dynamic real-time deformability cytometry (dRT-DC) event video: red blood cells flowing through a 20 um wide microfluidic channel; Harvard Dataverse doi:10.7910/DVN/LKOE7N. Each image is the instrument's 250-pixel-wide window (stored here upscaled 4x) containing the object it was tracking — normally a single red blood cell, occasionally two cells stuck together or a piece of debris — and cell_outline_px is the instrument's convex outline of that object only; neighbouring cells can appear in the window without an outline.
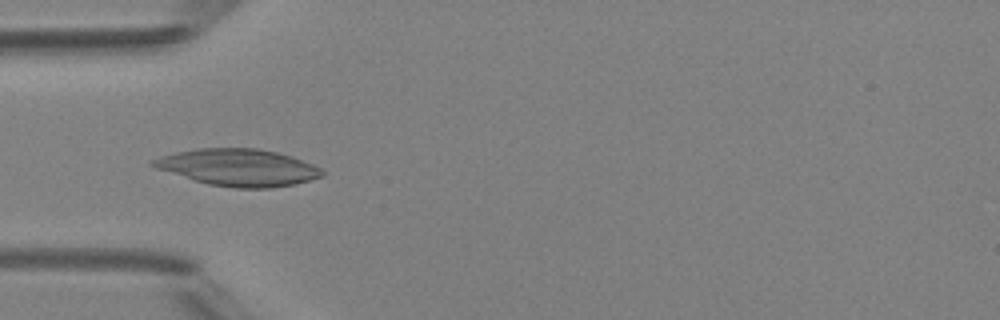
{"species": "Egyptian fruit bat (a non-hibernating species)", "species_latin": "Rousettus aegyptiacus", "temperature_condition": "room temperature", "stored_images_in_passage": 43, "camera_frame_rate_fps": 3000, "um_per_image_px": 0.085, "animal": {"sex": "female"}, "frame": {"image": 1, "passage_image": 10, "time_ms": 3.0, "image_size_px": [1000, 320], "cell_outline_px": [[324, 176], [296, 184], [272, 188], [236, 188], [208, 184], [156, 168], [148, 164], [152, 160], [160, 156], [176, 152], [196, 148], [256, 148], [276, 152], [292, 156], [312, 164], [320, 168], [324, 172]], "centroid_in_image_um": [20.27, 14.23], "position_along_channel_um": 64.7, "area_um2": 36.36}}
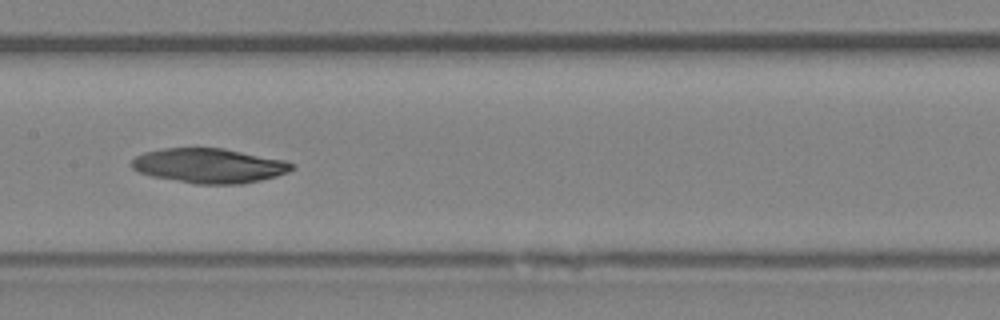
{"frame": {"image": 2, "passage_image": 19, "time_ms": 6.0, "image_size_px": [1000, 320], "cell_outline_px": [[296, 164], [288, 172], [276, 176], [260, 180], [240, 184], [196, 184], [152, 176], [140, 172], [132, 168], [128, 164], [136, 156], [144, 152], [160, 148], [224, 148], [284, 160]], "centroid_in_image_um": [17.75, 14.08], "position_along_channel_um": 189.6, "area_um2": 32.37}}
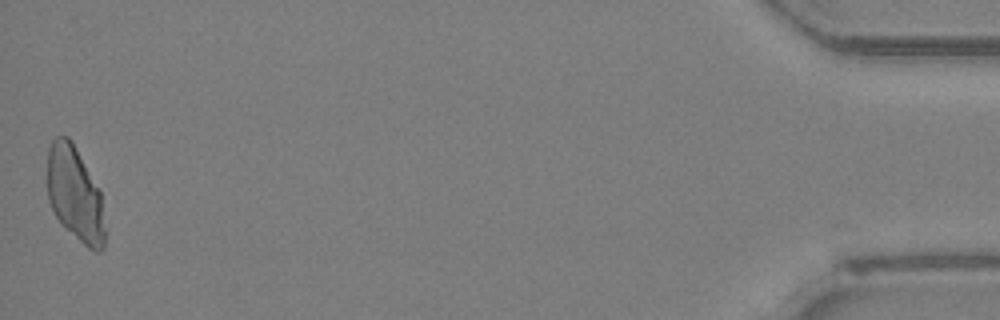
{"frame": {"image": 3, "passage_image": 43, "time_ms": 14.0, "image_size_px": [1000, 320], "cell_outline_px": [[104, 248], [100, 252], [96, 252], [88, 248], [64, 228], [60, 224], [48, 200], [48, 148], [52, 140], [56, 136], [68, 136], [72, 140], [100, 192], [104, 228]], "centroid_in_image_um": [6.35, 16.51], "position_along_channel_um": 428.9, "area_um2": 31.56}}